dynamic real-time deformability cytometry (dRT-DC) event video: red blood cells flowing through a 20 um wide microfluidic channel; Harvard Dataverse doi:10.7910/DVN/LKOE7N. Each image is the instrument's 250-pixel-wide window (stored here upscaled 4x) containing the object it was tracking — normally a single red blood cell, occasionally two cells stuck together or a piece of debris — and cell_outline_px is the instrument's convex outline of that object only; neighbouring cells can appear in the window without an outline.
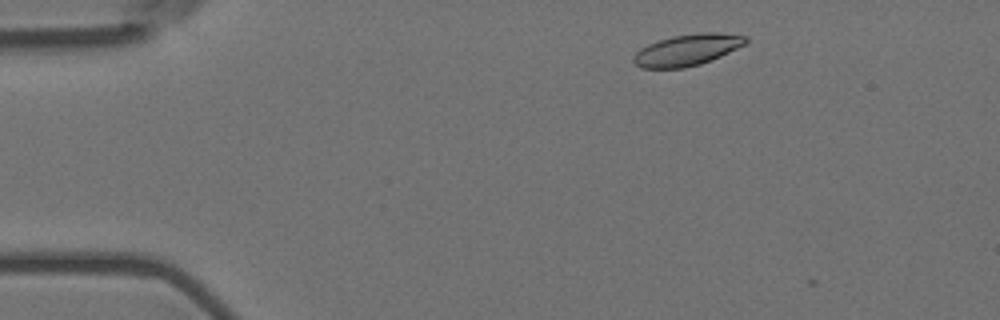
{"species": "Egyptian fruit bat (a non-hibernating species)", "species_latin": "Rousettus aegyptiacus", "temperature_condition": "room temperature", "stored_images_in_passage": 2, "camera_frame_rate_fps": 3000, "um_per_image_px": 0.085, "animal": {"sex": "female"}, "frame": {"image": 1, "passage_image": 1, "time_ms": 0.0, "image_size_px": [1000, 320], "cell_outline_px": [[748, 40], [744, 44], [712, 60], [700, 64], [684, 68], [640, 68], [632, 60], [632, 56], [640, 48], [648, 44], [672, 36], [700, 32], [716, 32], [744, 36]], "centroid_in_image_um": [58.36, 4.25], "position_along_channel_um": 26.6, "area_um2": 20.4}}